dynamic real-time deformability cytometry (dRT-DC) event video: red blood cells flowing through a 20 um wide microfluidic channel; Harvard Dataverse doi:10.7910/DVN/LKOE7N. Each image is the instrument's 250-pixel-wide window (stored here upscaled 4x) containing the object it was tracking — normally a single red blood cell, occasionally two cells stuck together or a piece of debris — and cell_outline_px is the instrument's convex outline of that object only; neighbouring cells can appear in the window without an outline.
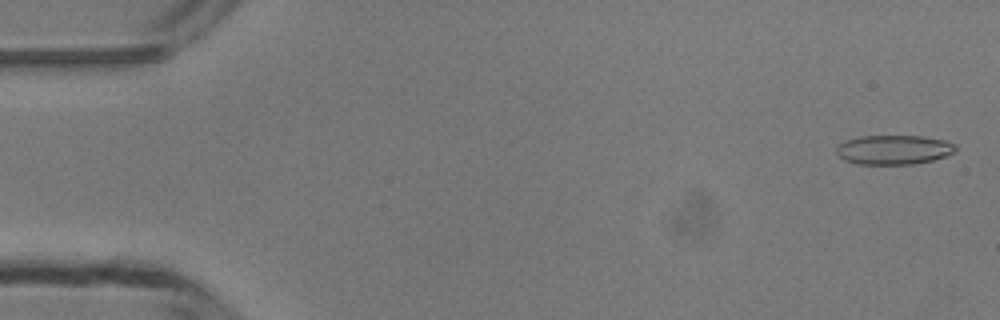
{"species": "common noctule bat (a hibernating species)", "species_latin": "Nyctalus noctula", "temperature_condition": "room temperature", "stored_images_in_passage": 8, "camera_frame_rate_fps": 3000, "um_per_image_px": 0.085, "animal": {"sex": "male", "body_mass_g": 13.3}, "frame": {"image": 1, "passage_image": 2, "time_ms": 0.333, "image_size_px": [1000, 320], "cell_outline_px": [[956, 152], [932, 160], [912, 164], [856, 164], [844, 160], [836, 152], [836, 148], [840, 144], [848, 140], [860, 136], [924, 136], [948, 140], [956, 144]], "centroid_in_image_um": [76.01, 12.72], "position_along_channel_um": 9.0, "area_um2": 20.46}}